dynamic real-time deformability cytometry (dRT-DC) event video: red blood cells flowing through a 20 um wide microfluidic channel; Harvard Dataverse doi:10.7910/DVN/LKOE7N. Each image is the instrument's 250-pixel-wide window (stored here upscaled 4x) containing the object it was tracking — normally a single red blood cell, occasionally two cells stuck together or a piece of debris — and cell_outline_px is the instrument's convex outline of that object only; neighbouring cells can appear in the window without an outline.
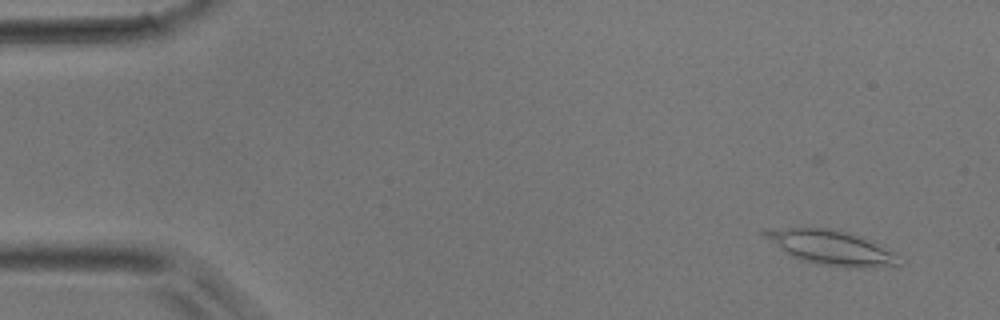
{"species": "common noctule bat (a hibernating species)", "species_latin": "Nyctalus noctula", "temperature_condition": "room temperature", "stored_images_in_passage": 34, "camera_frame_rate_fps": 3000, "um_per_image_px": 0.085, "animal": {"sex": "male", "body_mass_g": 17.9}, "frame": {"image": 1, "passage_image": 2, "time_ms": 0.333, "image_size_px": [1000, 320], "cell_outline_px": [[896, 264], [864, 268], [848, 268], [800, 260], [792, 256], [764, 236], [760, 232], [764, 228], [828, 228], [844, 232], [856, 236], [892, 252]], "centroid_in_image_um": [70.49, 21.03], "position_along_channel_um": 14.5, "area_um2": 25.61}}
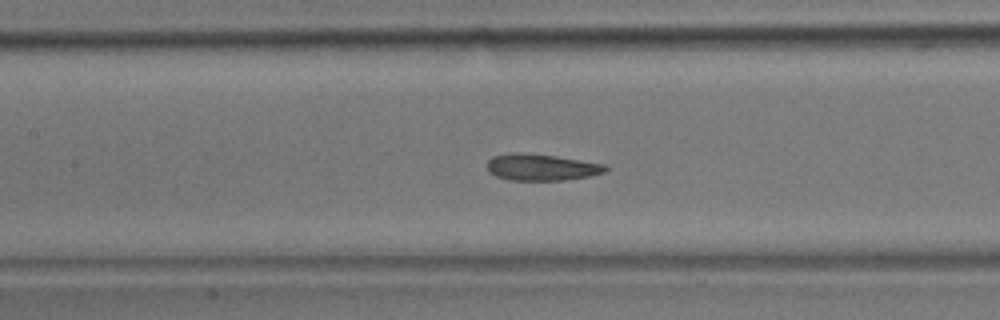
{"frame": {"image": 2, "passage_image": 20, "time_ms": 6.333, "image_size_px": [1000, 320], "cell_outline_px": [[608, 168], [604, 172], [588, 176], [564, 180], [508, 180], [496, 176], [488, 172], [488, 160], [492, 156], [512, 152], [516, 152], [556, 156], [604, 164]], "centroid_in_image_um": [45.97, 14.21], "position_along_channel_um": 161.4, "area_um2": 18.21}}
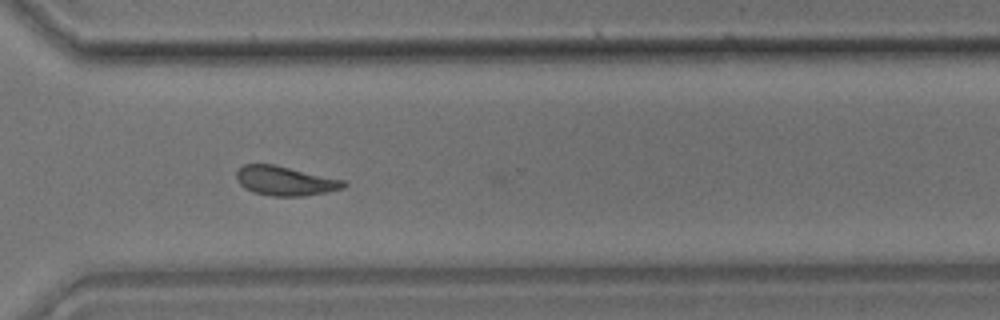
{"frame": {"image": 3, "passage_image": 33, "time_ms": 10.667, "image_size_px": [1000, 320], "cell_outline_px": [[348, 184], [344, 188], [304, 196], [272, 196], [252, 192], [244, 188], [236, 180], [236, 172], [244, 164], [272, 164], [344, 180]], "centroid_in_image_um": [24.21, 15.38], "position_along_channel_um": 346.4, "area_um2": 18.21}}